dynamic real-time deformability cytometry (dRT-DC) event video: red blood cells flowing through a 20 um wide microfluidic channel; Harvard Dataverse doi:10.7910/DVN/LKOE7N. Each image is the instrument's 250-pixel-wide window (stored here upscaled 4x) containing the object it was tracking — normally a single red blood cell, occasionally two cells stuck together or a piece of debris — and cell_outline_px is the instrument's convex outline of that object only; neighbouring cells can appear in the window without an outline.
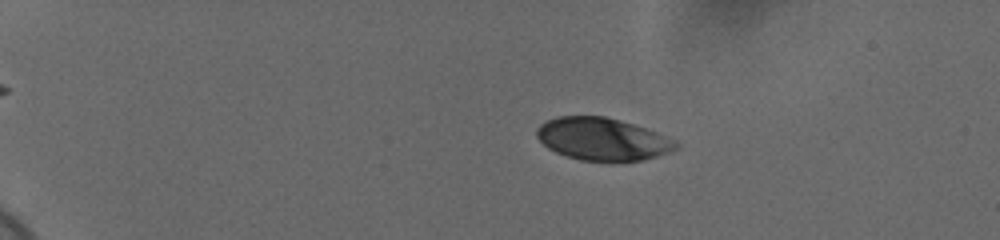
{"species": "human", "species_latin": "Homo sapiens", "temperature_condition": "cold", "stored_images_in_passage": 48, "camera_frame_rate_fps": 3000, "um_per_image_px": 0.085, "donor": {"sex": "female"}, "frame": {"image": 1, "passage_image": 11, "time_ms": 3.333, "image_size_px": [1000, 240], "cell_outline_px": [[680, 148], [672, 152], [644, 160], [612, 164], [580, 160], [556, 152], [548, 148], [536, 136], [536, 128], [540, 124], [556, 116], [604, 116], [620, 120], [656, 132], [676, 140], [680, 144]], "centroid_in_image_um": [51.26, 11.86], "position_along_channel_um": 33.7, "area_um2": 35.26}}
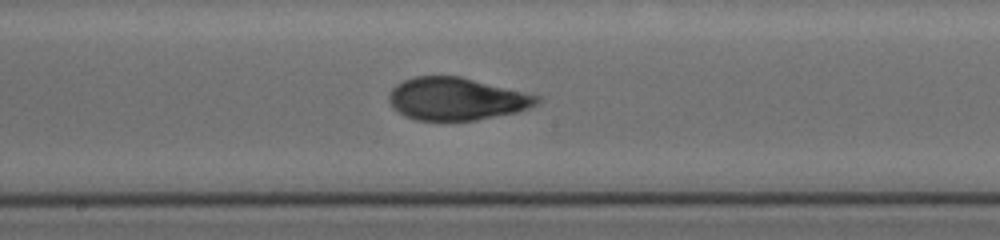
{"frame": {"image": 2, "passage_image": 30, "time_ms": 9.667, "image_size_px": [1000, 240], "cell_outline_px": [[540, 100], [536, 104], [528, 108], [516, 112], [476, 120], [416, 120], [404, 116], [392, 108], [388, 100], [388, 96], [392, 88], [396, 84], [404, 80], [416, 76], [460, 76], [540, 96]], "centroid_in_image_um": [38.75, 8.4], "position_along_channel_um": 209.5, "area_um2": 36.59}}
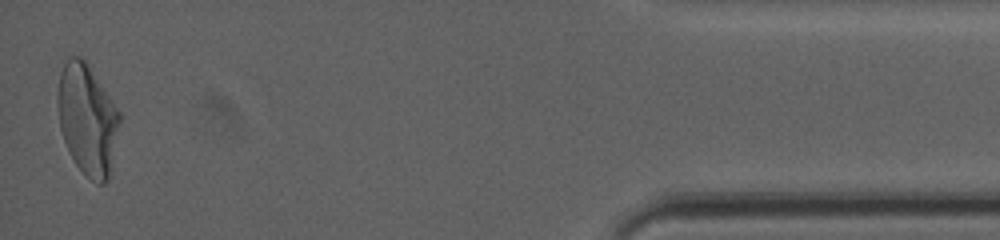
{"frame": {"image": 3, "passage_image": 48, "time_ms": 15.667, "image_size_px": [1000, 240], "cell_outline_px": [[120, 120], [108, 180], [104, 184], [96, 184], [84, 176], [68, 152], [60, 128], [56, 100], [56, 92], [60, 72], [68, 56], [80, 56], [88, 64], [120, 112]], "centroid_in_image_um": [7.39, 10.15], "position_along_channel_um": 427.8, "area_um2": 40.11}, "authors_computed_cell_mechanics": {"area_um2": 36.703, "velocity_mm_per_s": 4.615, "shape_relaxation_time_tau1_ms": 4.4548, "shape_relaxation_time_tau2_ms": 0.7668, "deformation_change_tau1": 0.1906, "deformation_change_tau2": 0.0521}}